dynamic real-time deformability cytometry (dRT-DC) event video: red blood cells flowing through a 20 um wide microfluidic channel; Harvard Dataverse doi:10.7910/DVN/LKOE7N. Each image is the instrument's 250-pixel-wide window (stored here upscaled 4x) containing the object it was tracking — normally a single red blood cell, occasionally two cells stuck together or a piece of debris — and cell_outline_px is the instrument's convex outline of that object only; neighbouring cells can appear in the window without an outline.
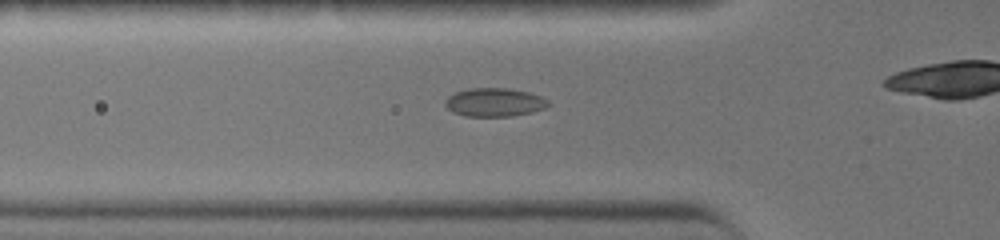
{"species": "common noctule bat (a hibernating species)", "species_latin": "Nyctalus noctula", "temperature_condition": "warm", "stored_images_in_passage": 30, "camera_frame_rate_fps": 3000, "um_per_image_px": 0.085, "animal": {"sex": "female", "body_mass_g": 19.0, "forearm_length_mm": 51.5}, "frame": {"image": 1, "passage_image": 10, "time_ms": 3.0, "image_size_px": [1000, 240], "cell_outline_px": [[548, 104], [544, 108], [532, 112], [512, 116], [464, 116], [452, 112], [444, 104], [444, 100], [448, 96], [456, 92], [468, 88], [508, 88], [528, 92], [540, 96], [548, 100]], "centroid_in_image_um": [41.99, 8.69], "position_along_channel_um": 83.8, "area_um2": 17.11}}
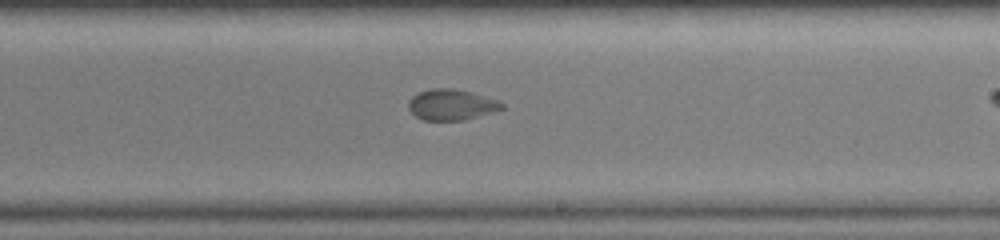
{"frame": {"image": 2, "passage_image": 21, "time_ms": 6.667, "image_size_px": [1000, 240], "cell_outline_px": [[504, 108], [492, 112], [464, 120], [424, 120], [416, 116], [408, 108], [408, 100], [412, 96], [420, 92], [432, 88], [452, 88], [472, 92], [500, 100], [504, 104]], "centroid_in_image_um": [38.39, 8.89], "position_along_channel_um": 250.6, "area_um2": 16.82}}
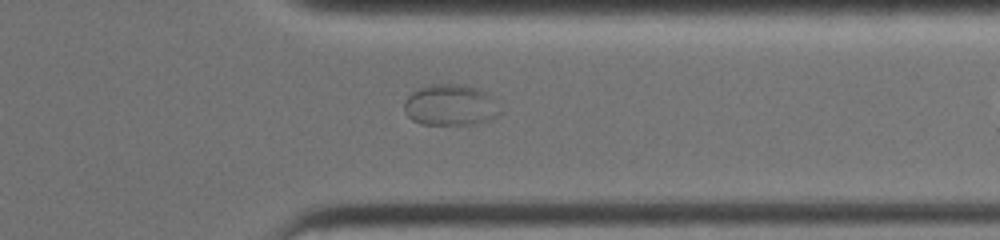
{"frame": {"image": 3, "passage_image": 29, "time_ms": 9.333, "image_size_px": [1000, 240], "cell_outline_px": [[500, 112], [496, 116], [480, 124], [420, 124], [412, 120], [408, 116], [404, 108], [404, 100], [412, 92], [428, 84], [464, 84], [476, 88], [496, 96]], "centroid_in_image_um": [38.32, 8.92], "position_along_channel_um": 373.1, "area_um2": 23.29}}